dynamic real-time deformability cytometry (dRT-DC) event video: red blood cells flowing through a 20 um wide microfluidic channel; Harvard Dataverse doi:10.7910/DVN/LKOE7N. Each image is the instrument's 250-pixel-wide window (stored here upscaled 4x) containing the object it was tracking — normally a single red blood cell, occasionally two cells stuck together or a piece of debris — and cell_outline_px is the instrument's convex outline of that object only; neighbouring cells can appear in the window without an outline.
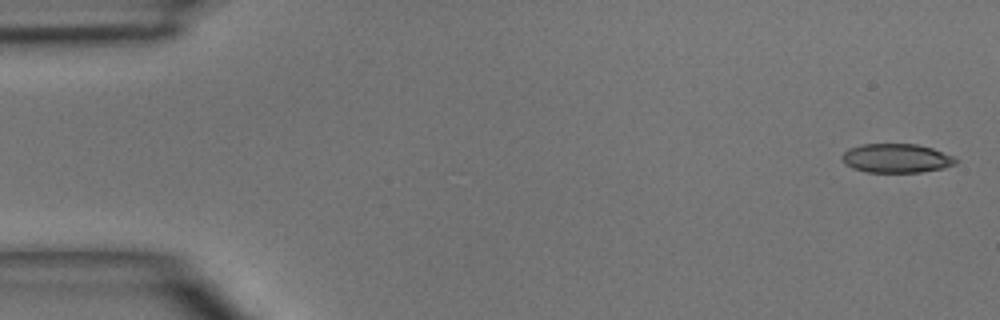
{"species": "common noctule bat (a hibernating species)", "species_latin": "Nyctalus noctula", "temperature_condition": "room temperature", "stored_images_in_passage": 6, "segment_of_instrument_passage": [2, 2], "camera_frame_rate_fps": 3000, "um_per_image_px": 0.085, "animal": {"sex": "male", "body_mass_g": 15.6}, "frame": {"image": 1, "passage_image": 6, "time_ms": 5.667, "image_size_px": [1000, 320], "cell_outline_px": [[960, 160], [956, 164], [944, 168], [920, 172], [868, 172], [852, 168], [844, 164], [840, 156], [848, 148], [860, 144], [916, 144], [932, 148], [956, 156]], "centroid_in_image_um": [76.21, 13.45], "position_along_channel_um": 8.8, "area_um2": 19.54}}